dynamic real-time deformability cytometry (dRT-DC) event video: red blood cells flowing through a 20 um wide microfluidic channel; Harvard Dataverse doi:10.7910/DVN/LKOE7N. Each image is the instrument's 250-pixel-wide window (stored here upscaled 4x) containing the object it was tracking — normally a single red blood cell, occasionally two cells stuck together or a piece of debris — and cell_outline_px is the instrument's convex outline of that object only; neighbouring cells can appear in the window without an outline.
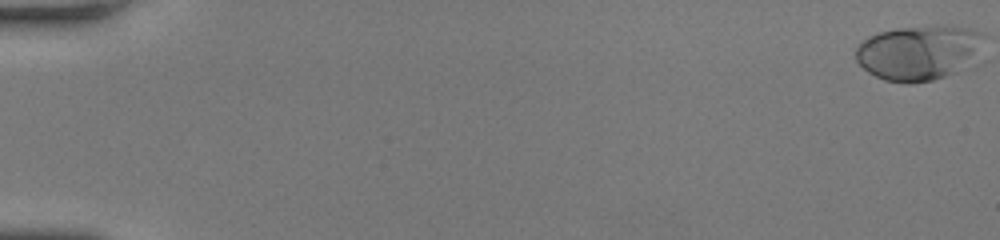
{"species": "human", "species_latin": "Homo sapiens", "temperature_condition": "room temperature", "stored_images_in_passage": 51, "camera_frame_rate_fps": 3000, "um_per_image_px": 0.085, "donor": {"sex": "female"}, "frame": {"image": 1, "passage_image": 1, "time_ms": 0.0, "image_size_px": [1000, 240], "cell_outline_px": [[984, 36], [956, 72], [932, 80], [912, 84], [904, 84], [884, 80], [868, 72], [856, 60], [856, 48], [868, 36], [880, 32], [896, 28], [936, 24], [968, 28], [984, 32]], "centroid_in_image_um": [77.96, 4.45], "position_along_channel_um": 7.0, "area_um2": 40.11}}
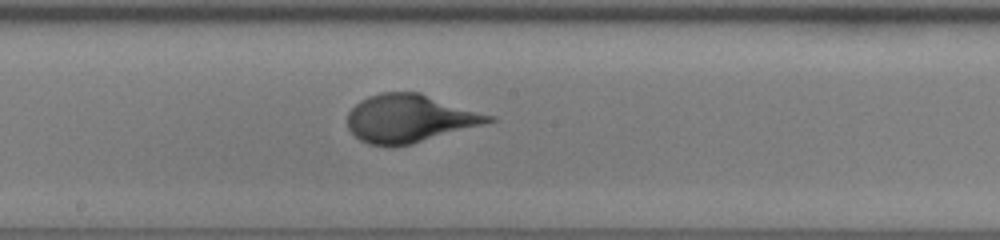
{"frame": {"image": 2, "passage_image": 29, "time_ms": 9.333, "image_size_px": [1000, 240], "cell_outline_px": [[496, 120], [484, 124], [412, 144], [392, 148], [368, 144], [360, 140], [348, 128], [348, 112], [360, 100], [368, 96], [380, 92], [420, 92], [496, 116]], "centroid_in_image_um": [34.83, 10.07], "position_along_channel_um": 213.4, "area_um2": 39.82}}
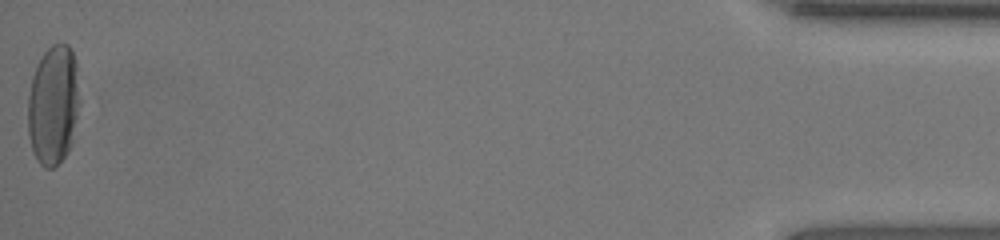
{"frame": {"image": 3, "passage_image": 51, "time_ms": 16.667, "image_size_px": [1000, 240], "cell_outline_px": [[80, 104], [72, 144], [64, 156], [52, 168], [44, 168], [36, 160], [32, 152], [28, 136], [28, 96], [32, 76], [36, 64], [44, 52], [52, 44], [68, 44], [76, 60], [80, 100]], "centroid_in_image_um": [4.53, 8.93], "position_along_channel_um": 430.7, "area_um2": 36.7}}